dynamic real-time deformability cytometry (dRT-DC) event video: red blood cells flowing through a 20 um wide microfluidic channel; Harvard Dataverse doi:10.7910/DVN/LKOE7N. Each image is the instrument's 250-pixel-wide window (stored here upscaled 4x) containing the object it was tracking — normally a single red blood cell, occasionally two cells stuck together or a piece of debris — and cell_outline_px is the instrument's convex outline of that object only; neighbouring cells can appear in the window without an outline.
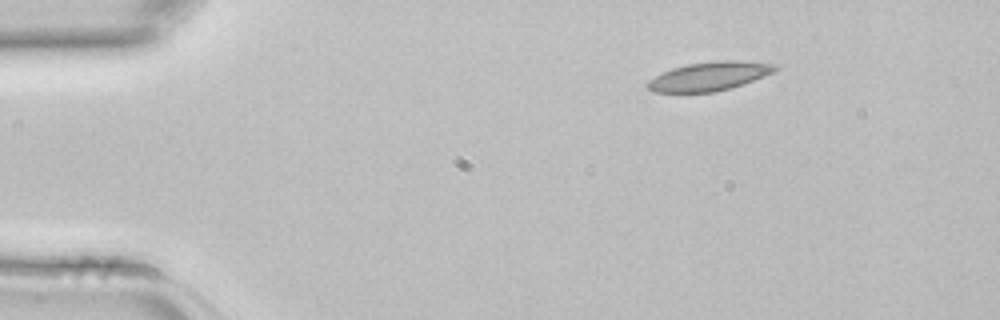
{"species": "common noctule bat (a hibernating species)", "species_latin": "Nyctalus noctula", "temperature_condition": "room temperature", "stored_images_in_passage": 2, "camera_frame_rate_fps": 3000, "um_per_image_px": 0.085, "animal": {"sex": "female", "body_mass_g": 22.7, "forearm_length_mm": 54.2}, "frame": {"image": 1, "passage_image": 1, "time_ms": 0.0, "image_size_px": [1000, 320], "cell_outline_px": [[780, 68], [776, 72], [744, 84], [716, 92], [652, 92], [648, 88], [648, 80], [672, 68], [688, 64], [716, 60], [740, 60], [780, 64]], "centroid_in_image_um": [60.4, 6.47], "position_along_channel_um": 24.6, "area_um2": 21.68}}